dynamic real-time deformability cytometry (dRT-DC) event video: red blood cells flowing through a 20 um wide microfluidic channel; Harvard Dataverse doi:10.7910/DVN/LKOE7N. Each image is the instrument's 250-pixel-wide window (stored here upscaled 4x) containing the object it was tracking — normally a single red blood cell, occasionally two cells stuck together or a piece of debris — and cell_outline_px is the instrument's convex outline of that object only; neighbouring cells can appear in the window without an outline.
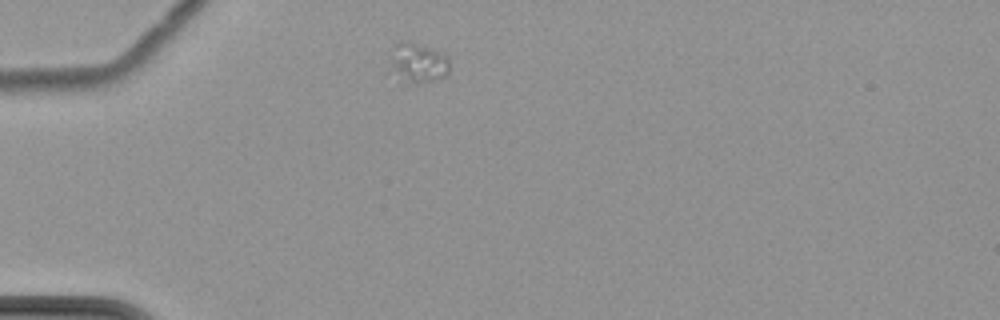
{"species": "common noctule bat (a hibernating species)", "species_latin": "Nyctalus noctula", "temperature_condition": "cold", "stored_images_in_passage": 7, "camera_frame_rate_fps": 3000, "um_per_image_px": 0.085, "animal": {"sex": "female", "body_mass_g": 22.7, "forearm_length_mm": 54.2}, "frame": {"image": 1, "passage_image": 1, "time_ms": 0.0, "image_size_px": [1000, 320], "cell_outline_px": [[448, 72], [444, 76], [432, 80], [416, 84], [404, 80], [388, 68], [392, 44], [400, 40], [448, 56]], "centroid_in_image_um": [35.44, 5.35], "position_along_channel_um": 49.6, "area_um2": 13.35}}
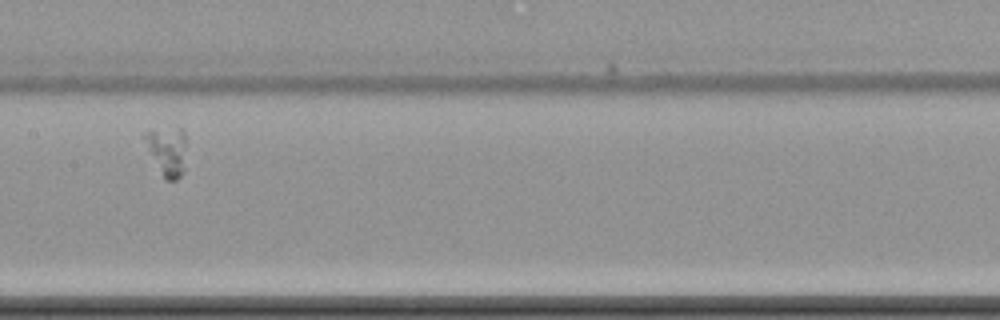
{"frame": {"image": 2, "passage_image": 5, "time_ms": 5.0, "image_size_px": [1000, 320], "cell_outline_px": [[184, 172], [176, 180], [164, 180], [148, 148], [144, 136], [144, 132], [180, 128], [184, 128]], "centroid_in_image_um": [14.24, 12.88], "position_along_channel_um": 193.2, "area_um2": 11.33}}
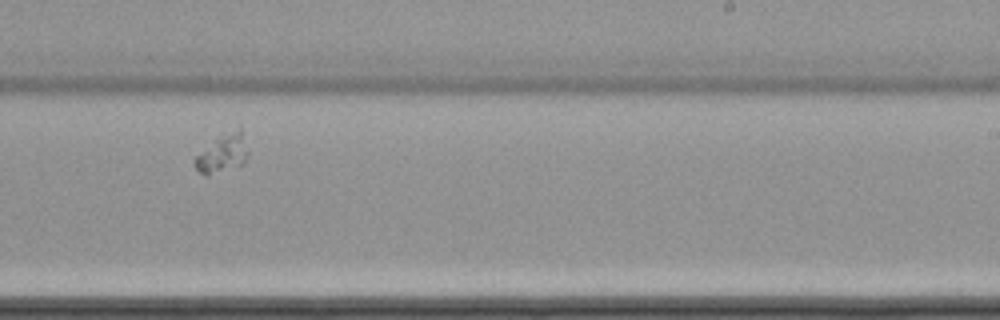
{"frame": {"image": 3, "passage_image": 7, "time_ms": 7.333, "image_size_px": [1000, 320], "cell_outline_px": [[248, 156], [244, 164], [208, 176], [200, 172], [196, 168], [192, 160], [196, 156], [216, 140], [236, 128], [240, 128], [248, 152]], "centroid_in_image_um": [18.93, 13.1], "position_along_channel_um": 270.1, "area_um2": 11.44}}